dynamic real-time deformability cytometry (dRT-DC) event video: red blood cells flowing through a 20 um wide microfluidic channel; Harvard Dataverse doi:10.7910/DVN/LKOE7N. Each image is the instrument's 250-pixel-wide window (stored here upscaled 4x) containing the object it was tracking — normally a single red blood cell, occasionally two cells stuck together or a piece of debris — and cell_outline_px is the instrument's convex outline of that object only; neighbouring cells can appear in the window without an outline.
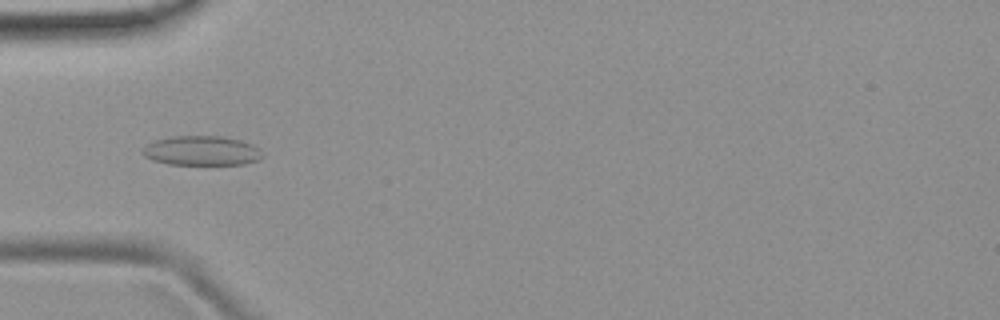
{"species": "common noctule bat (a hibernating species)", "species_latin": "Nyctalus noctula", "temperature_condition": "room temperature", "stored_images_in_passage": 36, "camera_frame_rate_fps": 3000, "um_per_image_px": 0.085, "animal": {"sex": "female", "body_mass_g": 19.9}, "frame": {"image": 1, "passage_image": 1, "time_ms": 0.0, "image_size_px": [1000, 320], "cell_outline_px": [[264, 156], [260, 160], [244, 164], [168, 164], [152, 160], [144, 156], [140, 152], [148, 144], [156, 140], [172, 136], [220, 136], [240, 140], [252, 144]], "centroid_in_image_um": [17.13, 12.81], "position_along_channel_um": 67.9, "area_um2": 20.52}}
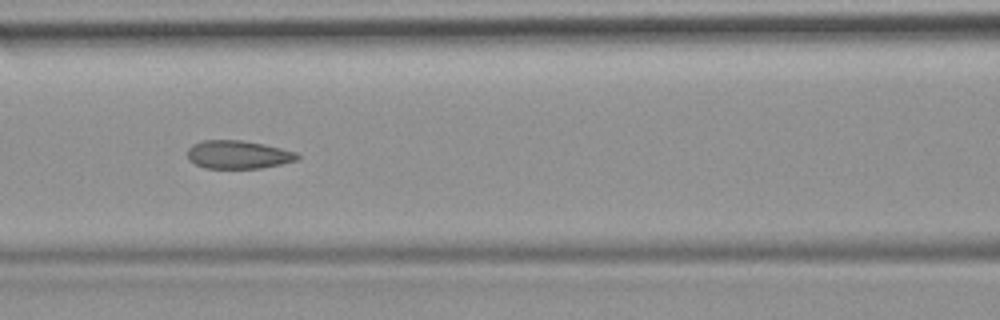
{"frame": {"image": 2, "passage_image": 7, "time_ms": 2.0, "image_size_px": [1000, 320], "cell_outline_px": [[300, 160], [260, 168], [204, 168], [188, 160], [188, 148], [192, 144], [204, 140], [240, 140], [264, 144], [296, 152], [300, 156]], "centroid_in_image_um": [20.24, 13.14], "position_along_channel_um": 146.4, "area_um2": 18.09}}
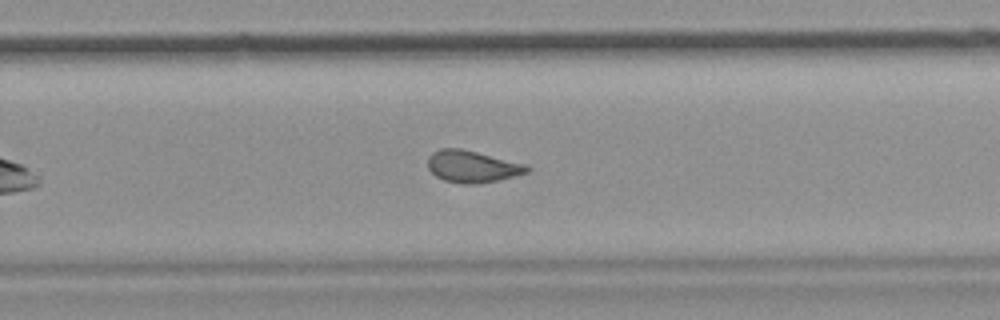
{"frame": {"image": 3, "passage_image": 18, "time_ms": 5.667, "image_size_px": [1000, 320], "cell_outline_px": [[532, 168], [528, 172], [500, 180], [476, 184], [464, 184], [444, 180], [436, 176], [428, 168], [428, 156], [432, 152], [440, 148], [460, 148], [528, 164]], "centroid_in_image_um": [40.17, 14.15], "position_along_channel_um": 289.6, "area_um2": 18.61}, "authors_computed_cell_mechanics": {"area_um2": 18.496, "velocity_mm_per_s": 3.9288, "shape_relaxation_time_tau1_ms": null, "shape_relaxation_time_tau2_ms": 1.034, "deformation_change_tau1": null, "deformation_change_tau2": 0.0557}}